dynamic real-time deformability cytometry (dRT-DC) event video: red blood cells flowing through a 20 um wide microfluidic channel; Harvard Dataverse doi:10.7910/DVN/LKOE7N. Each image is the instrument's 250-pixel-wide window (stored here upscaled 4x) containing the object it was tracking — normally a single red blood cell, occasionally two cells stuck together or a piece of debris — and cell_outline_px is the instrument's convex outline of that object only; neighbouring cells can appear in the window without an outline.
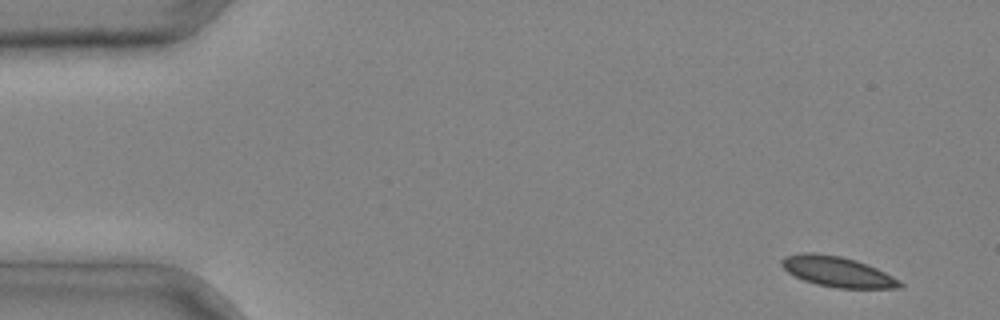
{"species": "common noctule bat (a hibernating species)", "species_latin": "Nyctalus noctula", "temperature_condition": "cold", "stored_images_in_passage": 4, "camera_frame_rate_fps": 3000, "um_per_image_px": 0.085, "animal": {"sex": "male", "body_mass_g": 20.4}, "frame": {"image": 1, "passage_image": 1, "time_ms": 0.0, "image_size_px": [1000, 320], "cell_outline_px": [[904, 284], [900, 288], [840, 288], [816, 284], [804, 280], [788, 272], [780, 264], [780, 260], [784, 256], [800, 252], [812, 252], [840, 256], [856, 260], [868, 264], [900, 280]], "centroid_in_image_um": [71.17, 23.08], "position_along_channel_um": 13.8, "area_um2": 20.92}}
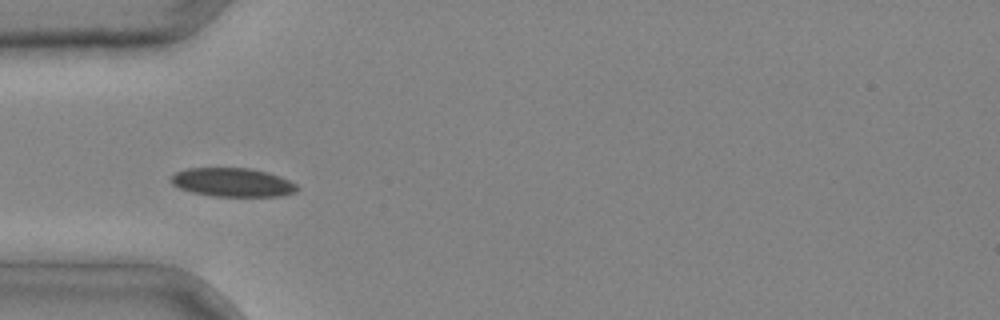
{"frame": {"image": 2, "passage_image": 4, "time_ms": 1.0, "image_size_px": [1000, 320], "cell_outline_px": [[300, 188], [296, 192], [280, 196], [216, 196], [192, 192], [180, 188], [172, 184], [172, 176], [176, 172], [188, 168], [248, 168], [268, 172], [280, 176], [296, 184]], "centroid_in_image_um": [19.81, 15.5], "position_along_channel_um": 65.2, "area_um2": 20.98}}